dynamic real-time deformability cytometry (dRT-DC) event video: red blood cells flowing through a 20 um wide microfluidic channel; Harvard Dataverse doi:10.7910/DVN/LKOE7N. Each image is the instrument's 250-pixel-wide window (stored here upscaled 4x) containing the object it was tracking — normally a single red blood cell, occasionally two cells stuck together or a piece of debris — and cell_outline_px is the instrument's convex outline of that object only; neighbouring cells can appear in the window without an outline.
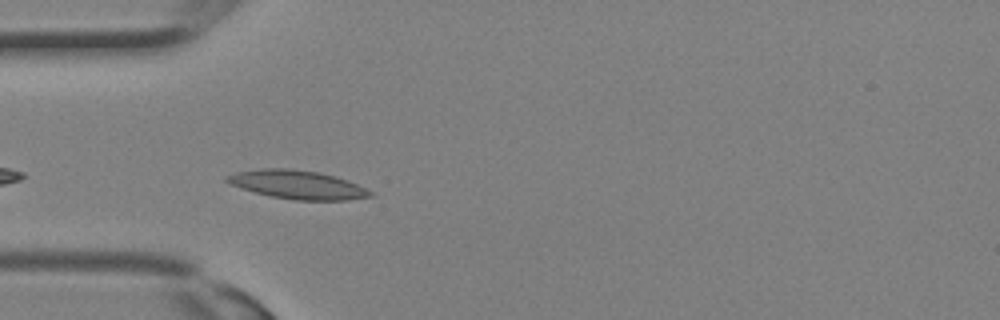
{"species": "Egyptian fruit bat (a non-hibernating species)", "species_latin": "Rousettus aegyptiacus", "temperature_condition": "room temperature", "stored_images_in_passage": 7, "camera_frame_rate_fps": 3000, "um_per_image_px": 0.085, "animal": {"sex": "female"}, "frame": {"image": 1, "passage_image": 1, "time_ms": 0.0, "image_size_px": [1000, 320], "cell_outline_px": [[376, 196], [348, 200], [296, 200], [272, 196], [240, 188], [224, 180], [224, 176], [236, 172], [260, 168], [292, 168], [320, 172], [336, 176], [348, 180], [372, 192]], "centroid_in_image_um": [25.29, 15.68], "position_along_channel_um": 59.7, "area_um2": 23.99}}
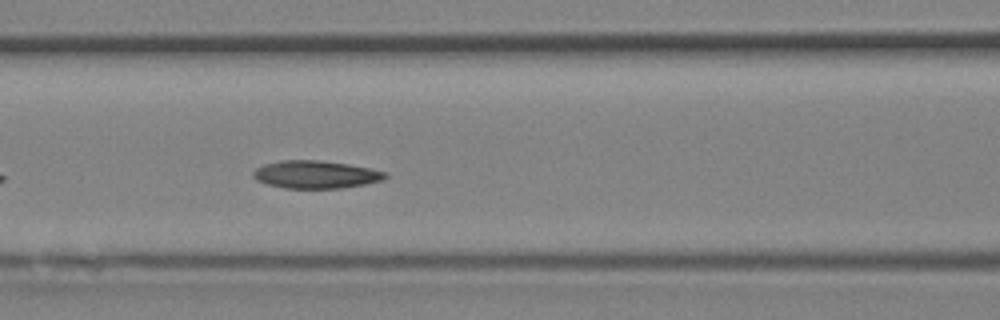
{"frame": {"image": 2, "passage_image": 5, "time_ms": 1.333, "image_size_px": [1000, 320], "cell_outline_px": [[388, 176], [384, 180], [364, 184], [340, 188], [284, 188], [268, 184], [256, 180], [252, 176], [252, 172], [256, 168], [264, 164], [280, 160], [320, 160], [348, 164], [388, 172]], "centroid_in_image_um": [26.83, 14.83], "position_along_channel_um": 139.8, "area_um2": 21.39}}
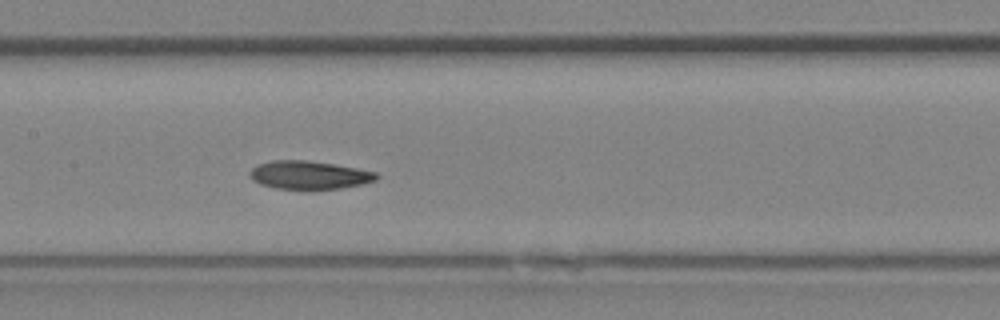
{"frame": {"image": 3, "passage_image": 7, "time_ms": 2.0, "image_size_px": [1000, 320], "cell_outline_px": [[380, 176], [376, 180], [364, 184], [340, 188], [276, 188], [260, 184], [252, 180], [248, 176], [248, 172], [252, 168], [260, 164], [272, 160], [304, 160], [332, 164], [356, 168], [376, 172]], "centroid_in_image_um": [26.26, 14.87], "position_along_channel_um": 181.1, "area_um2": 20.58}}